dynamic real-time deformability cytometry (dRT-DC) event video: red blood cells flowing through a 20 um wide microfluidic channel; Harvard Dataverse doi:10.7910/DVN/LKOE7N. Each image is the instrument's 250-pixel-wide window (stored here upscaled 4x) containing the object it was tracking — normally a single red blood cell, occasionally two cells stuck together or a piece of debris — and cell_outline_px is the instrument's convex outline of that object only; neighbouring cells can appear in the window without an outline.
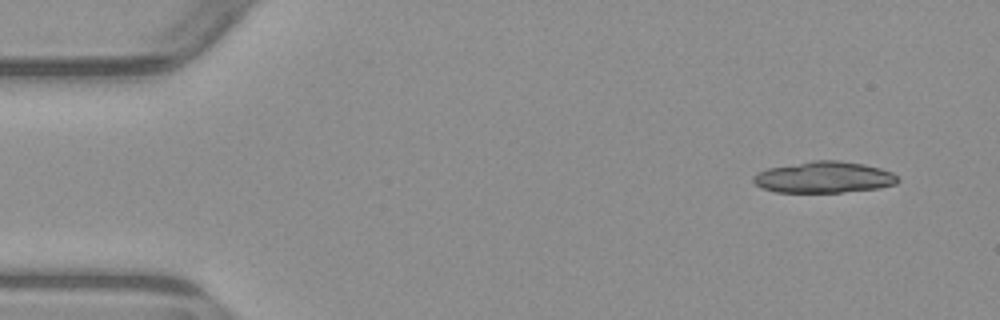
{"species": "common noctule bat (a hibernating species)", "species_latin": "Nyctalus noctula", "temperature_condition": "warm", "stored_images_in_passage": 4, "camera_frame_rate_fps": 3000, "um_per_image_px": 0.085, "animal": {"sex": "male", "body_mass_g": 23.1, "forearm_length_mm": 52.7}, "frame": {"image": 1, "passage_image": 1, "time_ms": 0.0, "image_size_px": [1000, 320], "cell_outline_px": [[900, 180], [896, 184], [880, 188], [840, 192], [776, 192], [764, 188], [756, 184], [752, 180], [752, 176], [756, 172], [768, 168], [812, 160], [840, 160], [864, 164], [880, 168], [892, 172]], "centroid_in_image_um": [70.04, 15.06], "position_along_channel_um": 15.0, "area_um2": 26.47}}